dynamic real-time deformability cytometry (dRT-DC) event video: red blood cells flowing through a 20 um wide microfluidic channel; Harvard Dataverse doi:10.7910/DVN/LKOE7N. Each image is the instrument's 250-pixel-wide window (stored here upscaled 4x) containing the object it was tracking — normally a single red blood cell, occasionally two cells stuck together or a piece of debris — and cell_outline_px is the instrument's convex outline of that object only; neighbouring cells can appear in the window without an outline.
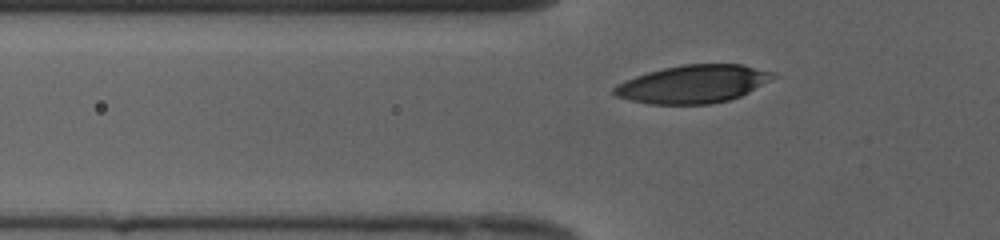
{"species": "human", "species_latin": "Homo sapiens", "temperature_condition": "cold", "stored_images_in_passage": 35, "camera_frame_rate_fps": 3000, "um_per_image_px": 0.085, "donor": {"sex": "female"}, "frame": {"image": 1, "passage_image": 8, "time_ms": 2.333, "image_size_px": [1000, 240], "cell_outline_px": [[780, 76], [740, 96], [728, 100], [708, 104], [648, 104], [616, 96], [612, 92], [612, 88], [616, 84], [636, 76], [648, 72], [664, 68], [684, 64], [740, 64], [776, 72]], "centroid_in_image_um": [58.95, 7.14], "position_along_channel_um": 66.9, "area_um2": 35.2}}
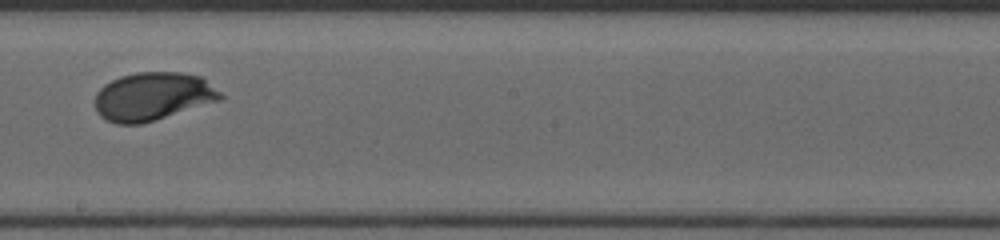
{"frame": {"image": 2, "passage_image": 21, "time_ms": 6.667, "image_size_px": [1000, 240], "cell_outline_px": [[224, 96], [220, 100], [140, 124], [116, 124], [100, 116], [96, 112], [96, 92], [104, 84], [120, 76], [136, 72], [180, 72], [200, 76], [220, 92]], "centroid_in_image_um": [12.96, 8.19], "position_along_channel_um": 235.2, "area_um2": 34.91}}
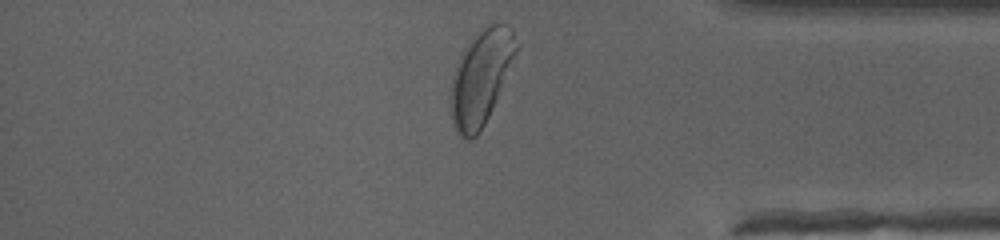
{"frame": {"image": 3, "passage_image": 34, "time_ms": 11.0, "image_size_px": [1000, 240], "cell_outline_px": [[520, 44], [492, 108], [480, 132], [472, 140], [464, 140], [456, 132], [452, 124], [452, 76], [456, 64], [464, 48], [484, 28], [492, 24], [508, 24], [512, 28]], "centroid_in_image_um": [40.89, 6.59], "position_along_channel_um": 394.3, "area_um2": 35.43}, "authors_computed_cell_mechanics": {"area_um2": 34.7956, "velocity_mm_per_s": 3.9846, "shape_relaxation_time_tau1_ms": 1.9502, "shape_relaxation_time_tau2_ms": null, "deformation_change_tau1": 0.1499, "deformation_change_tau2": null}}